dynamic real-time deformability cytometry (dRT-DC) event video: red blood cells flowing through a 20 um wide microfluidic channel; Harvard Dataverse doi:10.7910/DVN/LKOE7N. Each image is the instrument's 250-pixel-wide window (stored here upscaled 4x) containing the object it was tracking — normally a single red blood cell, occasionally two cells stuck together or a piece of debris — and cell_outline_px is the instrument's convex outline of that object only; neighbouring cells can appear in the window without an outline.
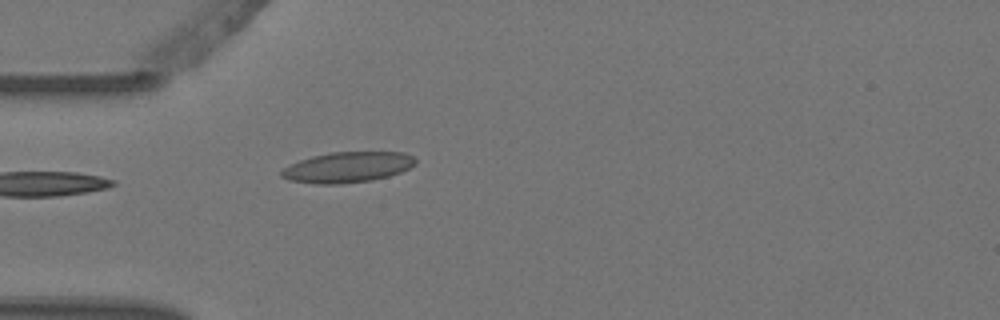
{"species": "Egyptian fruit bat (a non-hibernating species)", "species_latin": "Rousettus aegyptiacus", "temperature_condition": "warm", "stored_images_in_passage": 5, "camera_frame_rate_fps": 3000, "um_per_image_px": 0.085, "animal": {"sex": "female"}, "frame": {"image": 1, "passage_image": 5, "time_ms": 1.333, "image_size_px": [1000, 320], "cell_outline_px": [[416, 164], [400, 172], [388, 176], [372, 180], [340, 184], [312, 184], [288, 180], [280, 176], [280, 172], [284, 168], [300, 160], [312, 156], [332, 152], [404, 152], [412, 156], [416, 160]], "centroid_in_image_um": [29.52, 14.22], "position_along_channel_um": 55.5, "area_um2": 23.87}}